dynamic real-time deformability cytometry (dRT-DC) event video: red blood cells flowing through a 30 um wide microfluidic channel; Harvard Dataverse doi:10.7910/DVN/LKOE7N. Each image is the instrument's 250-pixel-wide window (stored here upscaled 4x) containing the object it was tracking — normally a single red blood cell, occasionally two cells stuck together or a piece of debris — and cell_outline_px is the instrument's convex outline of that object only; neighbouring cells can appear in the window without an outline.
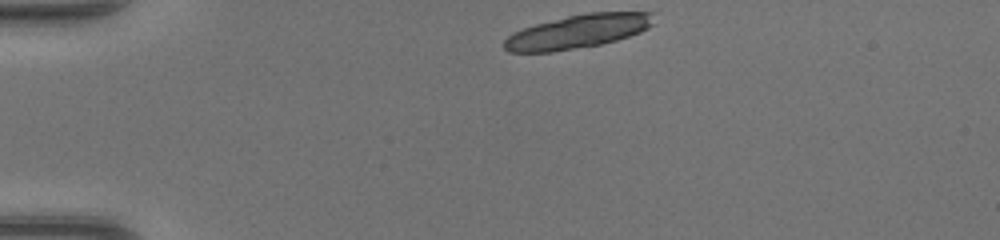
{"species": "common noctule bat (a hibernating species)", "species_latin": "Nyctalus noctula", "temperature_condition": "warm", "stored_images_in_passage": 9, "camera_frame_rate_fps": 3000, "um_per_image_px": 0.085, "animal": {"sex": "female", "body_mass_g": 17.0, "forearm_length_mm": 48.0}, "frame": {"image": 1, "passage_image": 1, "time_ms": 0.0, "image_size_px": [1000, 240], "cell_outline_px": [[652, 24], [648, 28], [640, 32], [616, 40], [600, 44], [552, 52], [508, 52], [504, 48], [504, 40], [512, 32], [536, 24], [568, 16], [588, 12], [652, 12]], "centroid_in_image_um": [49.09, 2.68], "position_along_channel_um": 35.9, "area_um2": 29.07}}